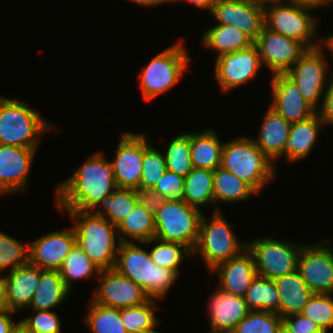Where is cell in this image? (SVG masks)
Returning <instances> with one entry per match:
<instances>
[{
    "label": "cell",
    "instance_id": "cell-32",
    "mask_svg": "<svg viewBox=\"0 0 333 333\" xmlns=\"http://www.w3.org/2000/svg\"><path fill=\"white\" fill-rule=\"evenodd\" d=\"M214 171L193 168L184 177V192L182 200L188 205L200 210V206L214 204L213 198Z\"/></svg>",
    "mask_w": 333,
    "mask_h": 333
},
{
    "label": "cell",
    "instance_id": "cell-7",
    "mask_svg": "<svg viewBox=\"0 0 333 333\" xmlns=\"http://www.w3.org/2000/svg\"><path fill=\"white\" fill-rule=\"evenodd\" d=\"M220 210L217 206L214 208L210 221L202 216L199 238L193 250V256L198 253L210 271L247 247V243L239 242Z\"/></svg>",
    "mask_w": 333,
    "mask_h": 333
},
{
    "label": "cell",
    "instance_id": "cell-58",
    "mask_svg": "<svg viewBox=\"0 0 333 333\" xmlns=\"http://www.w3.org/2000/svg\"><path fill=\"white\" fill-rule=\"evenodd\" d=\"M329 5L332 4L333 0H325Z\"/></svg>",
    "mask_w": 333,
    "mask_h": 333
},
{
    "label": "cell",
    "instance_id": "cell-5",
    "mask_svg": "<svg viewBox=\"0 0 333 333\" xmlns=\"http://www.w3.org/2000/svg\"><path fill=\"white\" fill-rule=\"evenodd\" d=\"M52 128L25 102L0 95V144L38 149L39 135Z\"/></svg>",
    "mask_w": 333,
    "mask_h": 333
},
{
    "label": "cell",
    "instance_id": "cell-53",
    "mask_svg": "<svg viewBox=\"0 0 333 333\" xmlns=\"http://www.w3.org/2000/svg\"><path fill=\"white\" fill-rule=\"evenodd\" d=\"M128 1V0H127ZM139 6H143V7H154L157 6V5H160L163 4V0H129Z\"/></svg>",
    "mask_w": 333,
    "mask_h": 333
},
{
    "label": "cell",
    "instance_id": "cell-41",
    "mask_svg": "<svg viewBox=\"0 0 333 333\" xmlns=\"http://www.w3.org/2000/svg\"><path fill=\"white\" fill-rule=\"evenodd\" d=\"M29 263V243L24 244L0 231V275Z\"/></svg>",
    "mask_w": 333,
    "mask_h": 333
},
{
    "label": "cell",
    "instance_id": "cell-12",
    "mask_svg": "<svg viewBox=\"0 0 333 333\" xmlns=\"http://www.w3.org/2000/svg\"><path fill=\"white\" fill-rule=\"evenodd\" d=\"M116 158L111 161L118 188L140 187L142 161L145 149L152 143L144 133L123 132L120 134Z\"/></svg>",
    "mask_w": 333,
    "mask_h": 333
},
{
    "label": "cell",
    "instance_id": "cell-38",
    "mask_svg": "<svg viewBox=\"0 0 333 333\" xmlns=\"http://www.w3.org/2000/svg\"><path fill=\"white\" fill-rule=\"evenodd\" d=\"M151 243H156L149 250L153 262L160 267L175 270L178 274H180V266L185 257L193 256V252L187 246L180 243L153 238L143 244L149 245Z\"/></svg>",
    "mask_w": 333,
    "mask_h": 333
},
{
    "label": "cell",
    "instance_id": "cell-20",
    "mask_svg": "<svg viewBox=\"0 0 333 333\" xmlns=\"http://www.w3.org/2000/svg\"><path fill=\"white\" fill-rule=\"evenodd\" d=\"M37 149L0 144V196L24 190Z\"/></svg>",
    "mask_w": 333,
    "mask_h": 333
},
{
    "label": "cell",
    "instance_id": "cell-45",
    "mask_svg": "<svg viewBox=\"0 0 333 333\" xmlns=\"http://www.w3.org/2000/svg\"><path fill=\"white\" fill-rule=\"evenodd\" d=\"M154 189L164 196L166 200L182 199L184 192V177L167 169Z\"/></svg>",
    "mask_w": 333,
    "mask_h": 333
},
{
    "label": "cell",
    "instance_id": "cell-31",
    "mask_svg": "<svg viewBox=\"0 0 333 333\" xmlns=\"http://www.w3.org/2000/svg\"><path fill=\"white\" fill-rule=\"evenodd\" d=\"M252 195H258L247 183L232 172L218 167L214 171L213 198L214 205L218 202L235 203L245 201Z\"/></svg>",
    "mask_w": 333,
    "mask_h": 333
},
{
    "label": "cell",
    "instance_id": "cell-13",
    "mask_svg": "<svg viewBox=\"0 0 333 333\" xmlns=\"http://www.w3.org/2000/svg\"><path fill=\"white\" fill-rule=\"evenodd\" d=\"M328 242L303 245L301 250L298 272L313 293L333 294V249Z\"/></svg>",
    "mask_w": 333,
    "mask_h": 333
},
{
    "label": "cell",
    "instance_id": "cell-37",
    "mask_svg": "<svg viewBox=\"0 0 333 333\" xmlns=\"http://www.w3.org/2000/svg\"><path fill=\"white\" fill-rule=\"evenodd\" d=\"M244 300L251 311H267L279 315V296L274 280L256 276Z\"/></svg>",
    "mask_w": 333,
    "mask_h": 333
},
{
    "label": "cell",
    "instance_id": "cell-26",
    "mask_svg": "<svg viewBox=\"0 0 333 333\" xmlns=\"http://www.w3.org/2000/svg\"><path fill=\"white\" fill-rule=\"evenodd\" d=\"M322 127L324 123L317 113L305 121L293 123L284 145L285 160L293 163L306 158L316 145Z\"/></svg>",
    "mask_w": 333,
    "mask_h": 333
},
{
    "label": "cell",
    "instance_id": "cell-48",
    "mask_svg": "<svg viewBox=\"0 0 333 333\" xmlns=\"http://www.w3.org/2000/svg\"><path fill=\"white\" fill-rule=\"evenodd\" d=\"M330 74V83L326 86L327 90L322 98L321 106L317 110V114L325 127L327 125H333V72L331 71Z\"/></svg>",
    "mask_w": 333,
    "mask_h": 333
},
{
    "label": "cell",
    "instance_id": "cell-17",
    "mask_svg": "<svg viewBox=\"0 0 333 333\" xmlns=\"http://www.w3.org/2000/svg\"><path fill=\"white\" fill-rule=\"evenodd\" d=\"M210 15L218 24L237 27L253 41L265 27L264 4L251 0H215Z\"/></svg>",
    "mask_w": 333,
    "mask_h": 333
},
{
    "label": "cell",
    "instance_id": "cell-44",
    "mask_svg": "<svg viewBox=\"0 0 333 333\" xmlns=\"http://www.w3.org/2000/svg\"><path fill=\"white\" fill-rule=\"evenodd\" d=\"M19 324L28 333H61V321L56 312L49 310H33Z\"/></svg>",
    "mask_w": 333,
    "mask_h": 333
},
{
    "label": "cell",
    "instance_id": "cell-6",
    "mask_svg": "<svg viewBox=\"0 0 333 333\" xmlns=\"http://www.w3.org/2000/svg\"><path fill=\"white\" fill-rule=\"evenodd\" d=\"M180 39L174 45L156 54L139 74L140 90L146 101L164 94L180 82L191 58Z\"/></svg>",
    "mask_w": 333,
    "mask_h": 333
},
{
    "label": "cell",
    "instance_id": "cell-42",
    "mask_svg": "<svg viewBox=\"0 0 333 333\" xmlns=\"http://www.w3.org/2000/svg\"><path fill=\"white\" fill-rule=\"evenodd\" d=\"M333 294L314 293L301 314L312 319L328 333L333 328Z\"/></svg>",
    "mask_w": 333,
    "mask_h": 333
},
{
    "label": "cell",
    "instance_id": "cell-19",
    "mask_svg": "<svg viewBox=\"0 0 333 333\" xmlns=\"http://www.w3.org/2000/svg\"><path fill=\"white\" fill-rule=\"evenodd\" d=\"M270 107L289 123L305 121L317 111L303 98L297 84L286 74L271 75Z\"/></svg>",
    "mask_w": 333,
    "mask_h": 333
},
{
    "label": "cell",
    "instance_id": "cell-28",
    "mask_svg": "<svg viewBox=\"0 0 333 333\" xmlns=\"http://www.w3.org/2000/svg\"><path fill=\"white\" fill-rule=\"evenodd\" d=\"M71 291L66 287L59 271L43 270L29 307L32 310H49L63 304Z\"/></svg>",
    "mask_w": 333,
    "mask_h": 333
},
{
    "label": "cell",
    "instance_id": "cell-10",
    "mask_svg": "<svg viewBox=\"0 0 333 333\" xmlns=\"http://www.w3.org/2000/svg\"><path fill=\"white\" fill-rule=\"evenodd\" d=\"M302 245L271 237H257L247 243L252 252L258 276L274 280L298 270Z\"/></svg>",
    "mask_w": 333,
    "mask_h": 333
},
{
    "label": "cell",
    "instance_id": "cell-39",
    "mask_svg": "<svg viewBox=\"0 0 333 333\" xmlns=\"http://www.w3.org/2000/svg\"><path fill=\"white\" fill-rule=\"evenodd\" d=\"M163 154L167 169L186 177L193 169L190 157V132L178 134L174 137Z\"/></svg>",
    "mask_w": 333,
    "mask_h": 333
},
{
    "label": "cell",
    "instance_id": "cell-30",
    "mask_svg": "<svg viewBox=\"0 0 333 333\" xmlns=\"http://www.w3.org/2000/svg\"><path fill=\"white\" fill-rule=\"evenodd\" d=\"M117 231L121 242L136 241L138 244L147 242L155 238L154 214L137 203L131 212L119 223Z\"/></svg>",
    "mask_w": 333,
    "mask_h": 333
},
{
    "label": "cell",
    "instance_id": "cell-35",
    "mask_svg": "<svg viewBox=\"0 0 333 333\" xmlns=\"http://www.w3.org/2000/svg\"><path fill=\"white\" fill-rule=\"evenodd\" d=\"M85 325L90 333H127L121 319V309L97 304L89 300Z\"/></svg>",
    "mask_w": 333,
    "mask_h": 333
},
{
    "label": "cell",
    "instance_id": "cell-18",
    "mask_svg": "<svg viewBox=\"0 0 333 333\" xmlns=\"http://www.w3.org/2000/svg\"><path fill=\"white\" fill-rule=\"evenodd\" d=\"M75 243L76 233L72 226L49 232L29 243V263L42 270L59 271Z\"/></svg>",
    "mask_w": 333,
    "mask_h": 333
},
{
    "label": "cell",
    "instance_id": "cell-54",
    "mask_svg": "<svg viewBox=\"0 0 333 333\" xmlns=\"http://www.w3.org/2000/svg\"><path fill=\"white\" fill-rule=\"evenodd\" d=\"M0 275V311L7 309L5 305V294H4V278Z\"/></svg>",
    "mask_w": 333,
    "mask_h": 333
},
{
    "label": "cell",
    "instance_id": "cell-15",
    "mask_svg": "<svg viewBox=\"0 0 333 333\" xmlns=\"http://www.w3.org/2000/svg\"><path fill=\"white\" fill-rule=\"evenodd\" d=\"M260 54L255 44L216 57L214 76L223 92H230L249 82L261 70Z\"/></svg>",
    "mask_w": 333,
    "mask_h": 333
},
{
    "label": "cell",
    "instance_id": "cell-16",
    "mask_svg": "<svg viewBox=\"0 0 333 333\" xmlns=\"http://www.w3.org/2000/svg\"><path fill=\"white\" fill-rule=\"evenodd\" d=\"M254 44L262 65L268 67L272 75L285 74L309 49L303 42L272 32L266 27Z\"/></svg>",
    "mask_w": 333,
    "mask_h": 333
},
{
    "label": "cell",
    "instance_id": "cell-24",
    "mask_svg": "<svg viewBox=\"0 0 333 333\" xmlns=\"http://www.w3.org/2000/svg\"><path fill=\"white\" fill-rule=\"evenodd\" d=\"M265 112L262 125L253 141L275 164V161L284 156V145L288 140L292 124L270 106Z\"/></svg>",
    "mask_w": 333,
    "mask_h": 333
},
{
    "label": "cell",
    "instance_id": "cell-56",
    "mask_svg": "<svg viewBox=\"0 0 333 333\" xmlns=\"http://www.w3.org/2000/svg\"><path fill=\"white\" fill-rule=\"evenodd\" d=\"M251 1H255V2L265 4V3H268V2H273V1H278V0H251Z\"/></svg>",
    "mask_w": 333,
    "mask_h": 333
},
{
    "label": "cell",
    "instance_id": "cell-3",
    "mask_svg": "<svg viewBox=\"0 0 333 333\" xmlns=\"http://www.w3.org/2000/svg\"><path fill=\"white\" fill-rule=\"evenodd\" d=\"M114 269L134 281L156 301L164 299L179 278L175 270L156 265L149 251L135 242H121Z\"/></svg>",
    "mask_w": 333,
    "mask_h": 333
},
{
    "label": "cell",
    "instance_id": "cell-36",
    "mask_svg": "<svg viewBox=\"0 0 333 333\" xmlns=\"http://www.w3.org/2000/svg\"><path fill=\"white\" fill-rule=\"evenodd\" d=\"M156 299L150 298L146 303L121 309V319L127 333H161L157 326L161 322L155 315Z\"/></svg>",
    "mask_w": 333,
    "mask_h": 333
},
{
    "label": "cell",
    "instance_id": "cell-49",
    "mask_svg": "<svg viewBox=\"0 0 333 333\" xmlns=\"http://www.w3.org/2000/svg\"><path fill=\"white\" fill-rule=\"evenodd\" d=\"M17 312L5 309L0 311V333H12V331L17 327L19 321L16 323L12 320V315ZM11 315V316H10Z\"/></svg>",
    "mask_w": 333,
    "mask_h": 333
},
{
    "label": "cell",
    "instance_id": "cell-4",
    "mask_svg": "<svg viewBox=\"0 0 333 333\" xmlns=\"http://www.w3.org/2000/svg\"><path fill=\"white\" fill-rule=\"evenodd\" d=\"M274 166L251 137L240 136L224 143L220 167L232 172L257 194L275 178Z\"/></svg>",
    "mask_w": 333,
    "mask_h": 333
},
{
    "label": "cell",
    "instance_id": "cell-34",
    "mask_svg": "<svg viewBox=\"0 0 333 333\" xmlns=\"http://www.w3.org/2000/svg\"><path fill=\"white\" fill-rule=\"evenodd\" d=\"M100 272L101 269L90 260L77 243L71 248L59 270L63 282L70 291L73 290V281L89 279L92 275L98 278Z\"/></svg>",
    "mask_w": 333,
    "mask_h": 333
},
{
    "label": "cell",
    "instance_id": "cell-29",
    "mask_svg": "<svg viewBox=\"0 0 333 333\" xmlns=\"http://www.w3.org/2000/svg\"><path fill=\"white\" fill-rule=\"evenodd\" d=\"M202 45L218 51L217 56L246 49L254 41L235 26L216 24L207 29L201 37Z\"/></svg>",
    "mask_w": 333,
    "mask_h": 333
},
{
    "label": "cell",
    "instance_id": "cell-11",
    "mask_svg": "<svg viewBox=\"0 0 333 333\" xmlns=\"http://www.w3.org/2000/svg\"><path fill=\"white\" fill-rule=\"evenodd\" d=\"M321 46L308 49L306 53L295 62L285 73L298 86L303 98L317 111L325 89L329 74L328 61ZM328 72V73H327Z\"/></svg>",
    "mask_w": 333,
    "mask_h": 333
},
{
    "label": "cell",
    "instance_id": "cell-47",
    "mask_svg": "<svg viewBox=\"0 0 333 333\" xmlns=\"http://www.w3.org/2000/svg\"><path fill=\"white\" fill-rule=\"evenodd\" d=\"M136 194L138 203L153 214H155L166 201V198L159 194L154 188L139 187L136 189Z\"/></svg>",
    "mask_w": 333,
    "mask_h": 333
},
{
    "label": "cell",
    "instance_id": "cell-14",
    "mask_svg": "<svg viewBox=\"0 0 333 333\" xmlns=\"http://www.w3.org/2000/svg\"><path fill=\"white\" fill-rule=\"evenodd\" d=\"M91 300L97 304L123 309L146 303L150 297L139 285L114 268L101 270Z\"/></svg>",
    "mask_w": 333,
    "mask_h": 333
},
{
    "label": "cell",
    "instance_id": "cell-1",
    "mask_svg": "<svg viewBox=\"0 0 333 333\" xmlns=\"http://www.w3.org/2000/svg\"><path fill=\"white\" fill-rule=\"evenodd\" d=\"M117 188L111 161L97 151L71 177L57 185L55 203L59 210L93 211Z\"/></svg>",
    "mask_w": 333,
    "mask_h": 333
},
{
    "label": "cell",
    "instance_id": "cell-46",
    "mask_svg": "<svg viewBox=\"0 0 333 333\" xmlns=\"http://www.w3.org/2000/svg\"><path fill=\"white\" fill-rule=\"evenodd\" d=\"M283 330L286 333H326L319 324L301 313L283 318Z\"/></svg>",
    "mask_w": 333,
    "mask_h": 333
},
{
    "label": "cell",
    "instance_id": "cell-40",
    "mask_svg": "<svg viewBox=\"0 0 333 333\" xmlns=\"http://www.w3.org/2000/svg\"><path fill=\"white\" fill-rule=\"evenodd\" d=\"M283 318L267 311H250L232 333H281Z\"/></svg>",
    "mask_w": 333,
    "mask_h": 333
},
{
    "label": "cell",
    "instance_id": "cell-51",
    "mask_svg": "<svg viewBox=\"0 0 333 333\" xmlns=\"http://www.w3.org/2000/svg\"><path fill=\"white\" fill-rule=\"evenodd\" d=\"M186 2V3H192L195 6H197V8H201V9H206L209 13L212 9L213 4L215 3V0H173L172 2Z\"/></svg>",
    "mask_w": 333,
    "mask_h": 333
},
{
    "label": "cell",
    "instance_id": "cell-2",
    "mask_svg": "<svg viewBox=\"0 0 333 333\" xmlns=\"http://www.w3.org/2000/svg\"><path fill=\"white\" fill-rule=\"evenodd\" d=\"M68 212L76 233V243L101 270L114 268L121 240L117 226L93 211L60 210ZM117 242V243H116Z\"/></svg>",
    "mask_w": 333,
    "mask_h": 333
},
{
    "label": "cell",
    "instance_id": "cell-55",
    "mask_svg": "<svg viewBox=\"0 0 333 333\" xmlns=\"http://www.w3.org/2000/svg\"><path fill=\"white\" fill-rule=\"evenodd\" d=\"M12 333H28L20 324L12 331Z\"/></svg>",
    "mask_w": 333,
    "mask_h": 333
},
{
    "label": "cell",
    "instance_id": "cell-8",
    "mask_svg": "<svg viewBox=\"0 0 333 333\" xmlns=\"http://www.w3.org/2000/svg\"><path fill=\"white\" fill-rule=\"evenodd\" d=\"M313 12L287 0L268 2L264 4L265 27L303 42L309 49L316 48L322 46V37L313 39L318 27Z\"/></svg>",
    "mask_w": 333,
    "mask_h": 333
},
{
    "label": "cell",
    "instance_id": "cell-27",
    "mask_svg": "<svg viewBox=\"0 0 333 333\" xmlns=\"http://www.w3.org/2000/svg\"><path fill=\"white\" fill-rule=\"evenodd\" d=\"M213 128L190 132V157L193 168L215 171L221 166L222 143Z\"/></svg>",
    "mask_w": 333,
    "mask_h": 333
},
{
    "label": "cell",
    "instance_id": "cell-21",
    "mask_svg": "<svg viewBox=\"0 0 333 333\" xmlns=\"http://www.w3.org/2000/svg\"><path fill=\"white\" fill-rule=\"evenodd\" d=\"M217 273L218 288L227 294L244 297L257 276L252 252L246 247L238 255L219 264L210 274Z\"/></svg>",
    "mask_w": 333,
    "mask_h": 333
},
{
    "label": "cell",
    "instance_id": "cell-9",
    "mask_svg": "<svg viewBox=\"0 0 333 333\" xmlns=\"http://www.w3.org/2000/svg\"><path fill=\"white\" fill-rule=\"evenodd\" d=\"M202 212L182 199L166 200L154 214L155 238L180 243L192 252L196 247Z\"/></svg>",
    "mask_w": 333,
    "mask_h": 333
},
{
    "label": "cell",
    "instance_id": "cell-57",
    "mask_svg": "<svg viewBox=\"0 0 333 333\" xmlns=\"http://www.w3.org/2000/svg\"><path fill=\"white\" fill-rule=\"evenodd\" d=\"M173 0H163L164 3H172Z\"/></svg>",
    "mask_w": 333,
    "mask_h": 333
},
{
    "label": "cell",
    "instance_id": "cell-22",
    "mask_svg": "<svg viewBox=\"0 0 333 333\" xmlns=\"http://www.w3.org/2000/svg\"><path fill=\"white\" fill-rule=\"evenodd\" d=\"M208 301L210 333H232L250 309L244 297L230 295L217 288Z\"/></svg>",
    "mask_w": 333,
    "mask_h": 333
},
{
    "label": "cell",
    "instance_id": "cell-43",
    "mask_svg": "<svg viewBox=\"0 0 333 333\" xmlns=\"http://www.w3.org/2000/svg\"><path fill=\"white\" fill-rule=\"evenodd\" d=\"M166 170L163 152H160L151 143L144 151L140 187L154 188Z\"/></svg>",
    "mask_w": 333,
    "mask_h": 333
},
{
    "label": "cell",
    "instance_id": "cell-50",
    "mask_svg": "<svg viewBox=\"0 0 333 333\" xmlns=\"http://www.w3.org/2000/svg\"><path fill=\"white\" fill-rule=\"evenodd\" d=\"M309 10H318L329 5L325 0H287Z\"/></svg>",
    "mask_w": 333,
    "mask_h": 333
},
{
    "label": "cell",
    "instance_id": "cell-25",
    "mask_svg": "<svg viewBox=\"0 0 333 333\" xmlns=\"http://www.w3.org/2000/svg\"><path fill=\"white\" fill-rule=\"evenodd\" d=\"M279 296V316L299 314L314 294L298 270L274 279Z\"/></svg>",
    "mask_w": 333,
    "mask_h": 333
},
{
    "label": "cell",
    "instance_id": "cell-52",
    "mask_svg": "<svg viewBox=\"0 0 333 333\" xmlns=\"http://www.w3.org/2000/svg\"><path fill=\"white\" fill-rule=\"evenodd\" d=\"M322 47H324V49L327 50L333 58V32L330 35H326V37H322Z\"/></svg>",
    "mask_w": 333,
    "mask_h": 333
},
{
    "label": "cell",
    "instance_id": "cell-33",
    "mask_svg": "<svg viewBox=\"0 0 333 333\" xmlns=\"http://www.w3.org/2000/svg\"><path fill=\"white\" fill-rule=\"evenodd\" d=\"M137 203L135 189L117 188L97 205L93 213L104 217L111 224L118 226Z\"/></svg>",
    "mask_w": 333,
    "mask_h": 333
},
{
    "label": "cell",
    "instance_id": "cell-23",
    "mask_svg": "<svg viewBox=\"0 0 333 333\" xmlns=\"http://www.w3.org/2000/svg\"><path fill=\"white\" fill-rule=\"evenodd\" d=\"M42 271L38 266L28 263L3 276L7 309L17 312L29 307Z\"/></svg>",
    "mask_w": 333,
    "mask_h": 333
}]
</instances>
